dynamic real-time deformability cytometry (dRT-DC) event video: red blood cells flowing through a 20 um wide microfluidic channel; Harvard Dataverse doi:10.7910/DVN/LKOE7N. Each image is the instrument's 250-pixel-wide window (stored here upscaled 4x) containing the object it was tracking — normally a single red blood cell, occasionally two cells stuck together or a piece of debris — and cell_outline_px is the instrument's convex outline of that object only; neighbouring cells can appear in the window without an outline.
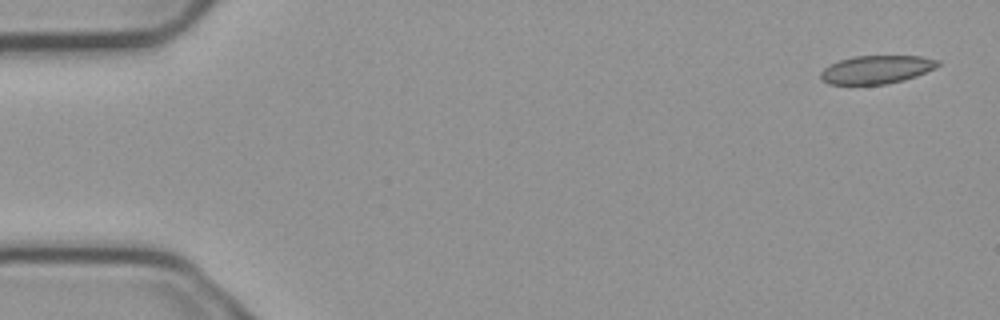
{"species": "common noctule bat (a hibernating species)", "species_latin": "Nyctalus noctula", "temperature_condition": "cold", "stored_images_in_passage": 5, "camera_frame_rate_fps": 3000, "um_per_image_px": 0.085, "animal": {"sex": "male", "body_mass_g": 23.1, "forearm_length_mm": 52.7}, "frame": {"image": 1, "passage_image": 1, "time_ms": 0.0, "image_size_px": [1000, 320], "cell_outline_px": [[940, 64], [936, 68], [916, 76], [904, 80], [884, 84], [828, 84], [820, 80], [820, 72], [828, 64], [852, 56], [920, 56], [940, 60]], "centroid_in_image_um": [74.48, 5.91], "position_along_channel_um": 10.5, "area_um2": 19.42}}